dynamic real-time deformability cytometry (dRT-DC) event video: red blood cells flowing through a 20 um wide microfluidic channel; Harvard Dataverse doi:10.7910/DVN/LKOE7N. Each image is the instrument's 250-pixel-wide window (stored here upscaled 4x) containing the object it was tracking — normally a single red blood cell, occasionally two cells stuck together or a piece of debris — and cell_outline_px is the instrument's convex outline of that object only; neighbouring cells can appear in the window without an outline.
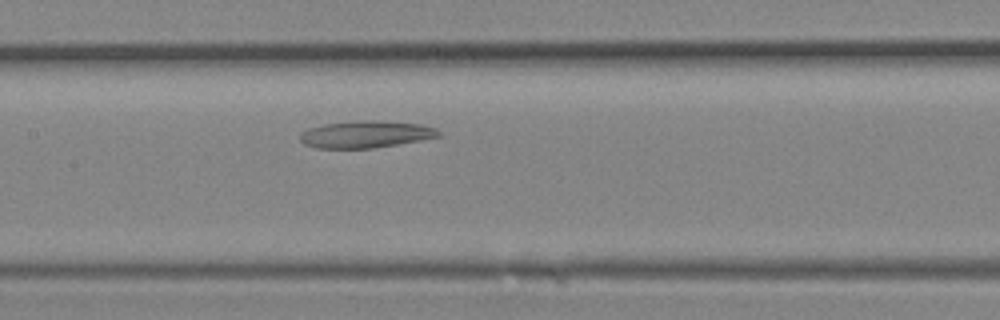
{"species": "Egyptian fruit bat (a non-hibernating species)", "species_latin": "Rousettus aegyptiacus", "temperature_condition": "room temperature", "stored_images_in_passage": 5, "camera_frame_rate_fps": 3000, "um_per_image_px": 0.085, "animal": {"sex": "female"}, "frame": {"image": 1, "passage_image": 5, "time_ms": 1.333, "image_size_px": [1000, 320], "cell_outline_px": [[440, 136], [420, 140], [372, 148], [316, 148], [304, 144], [300, 140], [300, 132], [308, 128], [324, 124], [352, 120], [372, 120], [420, 124], [436, 128], [440, 132]], "centroid_in_image_um": [31.04, 11.41], "position_along_channel_um": 176.4, "area_um2": 21.79}}